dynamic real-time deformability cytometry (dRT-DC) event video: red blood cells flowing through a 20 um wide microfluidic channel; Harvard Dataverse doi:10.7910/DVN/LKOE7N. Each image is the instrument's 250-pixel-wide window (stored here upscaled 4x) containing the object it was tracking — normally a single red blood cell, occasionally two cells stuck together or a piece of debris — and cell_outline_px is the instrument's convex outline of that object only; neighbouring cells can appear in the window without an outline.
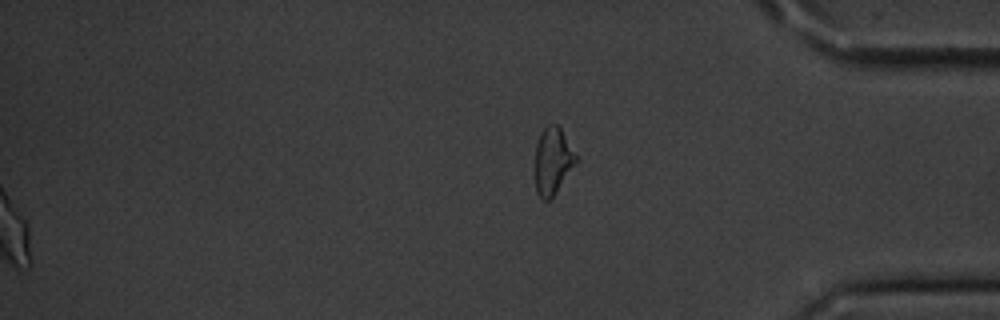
{"species": "common noctule bat (a hibernating species)", "species_latin": "Nyctalus noctula", "temperature_condition": "cold", "stored_images_in_passage": 57, "segment_of_instrument_passage": [2, 2], "camera_frame_rate_fps": 3000, "um_per_image_px": 0.085, "animal": {"sex": "male", "body_mass_g": 20.1, "forearm_length_mm": 53.5}, "frame": {"image": 1, "passage_image": 57, "time_ms": 18.667, "image_size_px": [1000, 320], "cell_outline_px": [[580, 160], [556, 192], [548, 200], [540, 200], [536, 192], [536, 144], [540, 132], [548, 124], [560, 124], [580, 156]], "centroid_in_image_um": [47.06, 13.62], "position_along_channel_um": 388.1, "area_um2": 16.7}}